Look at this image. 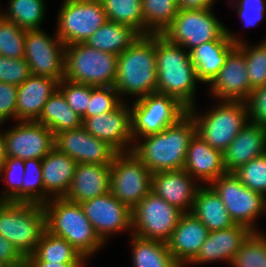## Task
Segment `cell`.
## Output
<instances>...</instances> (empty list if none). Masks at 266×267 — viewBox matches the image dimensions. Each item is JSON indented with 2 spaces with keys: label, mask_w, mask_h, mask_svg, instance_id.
Here are the masks:
<instances>
[{
  "label": "cell",
  "mask_w": 266,
  "mask_h": 267,
  "mask_svg": "<svg viewBox=\"0 0 266 267\" xmlns=\"http://www.w3.org/2000/svg\"><path fill=\"white\" fill-rule=\"evenodd\" d=\"M58 88L71 109L82 119L86 118V109L91 97L92 85L62 79L58 84Z\"/></svg>",
  "instance_id": "obj_42"
},
{
  "label": "cell",
  "mask_w": 266,
  "mask_h": 267,
  "mask_svg": "<svg viewBox=\"0 0 266 267\" xmlns=\"http://www.w3.org/2000/svg\"><path fill=\"white\" fill-rule=\"evenodd\" d=\"M26 30L0 15V55L20 59L25 54Z\"/></svg>",
  "instance_id": "obj_39"
},
{
  "label": "cell",
  "mask_w": 266,
  "mask_h": 267,
  "mask_svg": "<svg viewBox=\"0 0 266 267\" xmlns=\"http://www.w3.org/2000/svg\"><path fill=\"white\" fill-rule=\"evenodd\" d=\"M208 229L192 213H184L166 243L169 252L183 266L191 262L206 241Z\"/></svg>",
  "instance_id": "obj_21"
},
{
  "label": "cell",
  "mask_w": 266,
  "mask_h": 267,
  "mask_svg": "<svg viewBox=\"0 0 266 267\" xmlns=\"http://www.w3.org/2000/svg\"><path fill=\"white\" fill-rule=\"evenodd\" d=\"M41 165L44 191L54 193L56 197H65L71 187L77 163L54 147L41 159Z\"/></svg>",
  "instance_id": "obj_28"
},
{
  "label": "cell",
  "mask_w": 266,
  "mask_h": 267,
  "mask_svg": "<svg viewBox=\"0 0 266 267\" xmlns=\"http://www.w3.org/2000/svg\"><path fill=\"white\" fill-rule=\"evenodd\" d=\"M83 263L25 262V267H81Z\"/></svg>",
  "instance_id": "obj_51"
},
{
  "label": "cell",
  "mask_w": 266,
  "mask_h": 267,
  "mask_svg": "<svg viewBox=\"0 0 266 267\" xmlns=\"http://www.w3.org/2000/svg\"><path fill=\"white\" fill-rule=\"evenodd\" d=\"M231 264L234 267H266V238L252 232L238 249Z\"/></svg>",
  "instance_id": "obj_38"
},
{
  "label": "cell",
  "mask_w": 266,
  "mask_h": 267,
  "mask_svg": "<svg viewBox=\"0 0 266 267\" xmlns=\"http://www.w3.org/2000/svg\"><path fill=\"white\" fill-rule=\"evenodd\" d=\"M188 109L176 98L158 92L139 97L131 109V133L146 137L157 134L182 118Z\"/></svg>",
  "instance_id": "obj_9"
},
{
  "label": "cell",
  "mask_w": 266,
  "mask_h": 267,
  "mask_svg": "<svg viewBox=\"0 0 266 267\" xmlns=\"http://www.w3.org/2000/svg\"><path fill=\"white\" fill-rule=\"evenodd\" d=\"M184 213L151 191L132 210L133 234L167 243Z\"/></svg>",
  "instance_id": "obj_10"
},
{
  "label": "cell",
  "mask_w": 266,
  "mask_h": 267,
  "mask_svg": "<svg viewBox=\"0 0 266 267\" xmlns=\"http://www.w3.org/2000/svg\"><path fill=\"white\" fill-rule=\"evenodd\" d=\"M140 36L138 31L128 25L107 20L84 43L89 47L118 56Z\"/></svg>",
  "instance_id": "obj_30"
},
{
  "label": "cell",
  "mask_w": 266,
  "mask_h": 267,
  "mask_svg": "<svg viewBox=\"0 0 266 267\" xmlns=\"http://www.w3.org/2000/svg\"><path fill=\"white\" fill-rule=\"evenodd\" d=\"M55 148L76 163L111 164L118 153L104 140L92 136L83 126L56 134Z\"/></svg>",
  "instance_id": "obj_16"
},
{
  "label": "cell",
  "mask_w": 266,
  "mask_h": 267,
  "mask_svg": "<svg viewBox=\"0 0 266 267\" xmlns=\"http://www.w3.org/2000/svg\"><path fill=\"white\" fill-rule=\"evenodd\" d=\"M25 260L13 244L0 235V261L8 267H25Z\"/></svg>",
  "instance_id": "obj_49"
},
{
  "label": "cell",
  "mask_w": 266,
  "mask_h": 267,
  "mask_svg": "<svg viewBox=\"0 0 266 267\" xmlns=\"http://www.w3.org/2000/svg\"><path fill=\"white\" fill-rule=\"evenodd\" d=\"M188 112L193 116L196 134L222 153L248 123V108L243 101L224 100L222 105L202 118L194 115L193 108Z\"/></svg>",
  "instance_id": "obj_7"
},
{
  "label": "cell",
  "mask_w": 266,
  "mask_h": 267,
  "mask_svg": "<svg viewBox=\"0 0 266 267\" xmlns=\"http://www.w3.org/2000/svg\"><path fill=\"white\" fill-rule=\"evenodd\" d=\"M237 47L243 52L246 59L247 74L250 87L256 88L266 84V41L253 48L239 43Z\"/></svg>",
  "instance_id": "obj_40"
},
{
  "label": "cell",
  "mask_w": 266,
  "mask_h": 267,
  "mask_svg": "<svg viewBox=\"0 0 266 267\" xmlns=\"http://www.w3.org/2000/svg\"><path fill=\"white\" fill-rule=\"evenodd\" d=\"M156 35H141L117 57L114 88L118 94L146 96L156 92Z\"/></svg>",
  "instance_id": "obj_3"
},
{
  "label": "cell",
  "mask_w": 266,
  "mask_h": 267,
  "mask_svg": "<svg viewBox=\"0 0 266 267\" xmlns=\"http://www.w3.org/2000/svg\"><path fill=\"white\" fill-rule=\"evenodd\" d=\"M114 86H92L86 118L115 110L122 102Z\"/></svg>",
  "instance_id": "obj_44"
},
{
  "label": "cell",
  "mask_w": 266,
  "mask_h": 267,
  "mask_svg": "<svg viewBox=\"0 0 266 267\" xmlns=\"http://www.w3.org/2000/svg\"><path fill=\"white\" fill-rule=\"evenodd\" d=\"M52 204L45 203L46 228L52 235L65 239L81 255L87 256L98 251L103 241L94 231L85 216L80 203L67 200L65 197H55Z\"/></svg>",
  "instance_id": "obj_4"
},
{
  "label": "cell",
  "mask_w": 266,
  "mask_h": 267,
  "mask_svg": "<svg viewBox=\"0 0 266 267\" xmlns=\"http://www.w3.org/2000/svg\"><path fill=\"white\" fill-rule=\"evenodd\" d=\"M178 11L176 0H142L143 35H162Z\"/></svg>",
  "instance_id": "obj_34"
},
{
  "label": "cell",
  "mask_w": 266,
  "mask_h": 267,
  "mask_svg": "<svg viewBox=\"0 0 266 267\" xmlns=\"http://www.w3.org/2000/svg\"><path fill=\"white\" fill-rule=\"evenodd\" d=\"M64 79L92 86H114L117 55L85 43L65 46Z\"/></svg>",
  "instance_id": "obj_6"
},
{
  "label": "cell",
  "mask_w": 266,
  "mask_h": 267,
  "mask_svg": "<svg viewBox=\"0 0 266 267\" xmlns=\"http://www.w3.org/2000/svg\"><path fill=\"white\" fill-rule=\"evenodd\" d=\"M181 45L170 43L164 36L156 35V92L176 98L187 109L193 107L195 82L199 81L190 53Z\"/></svg>",
  "instance_id": "obj_2"
},
{
  "label": "cell",
  "mask_w": 266,
  "mask_h": 267,
  "mask_svg": "<svg viewBox=\"0 0 266 267\" xmlns=\"http://www.w3.org/2000/svg\"><path fill=\"white\" fill-rule=\"evenodd\" d=\"M24 48L32 75L64 79L65 44L57 36L53 40L41 29L26 30Z\"/></svg>",
  "instance_id": "obj_14"
},
{
  "label": "cell",
  "mask_w": 266,
  "mask_h": 267,
  "mask_svg": "<svg viewBox=\"0 0 266 267\" xmlns=\"http://www.w3.org/2000/svg\"><path fill=\"white\" fill-rule=\"evenodd\" d=\"M9 13L1 14L24 30H39L44 16L43 0H10Z\"/></svg>",
  "instance_id": "obj_36"
},
{
  "label": "cell",
  "mask_w": 266,
  "mask_h": 267,
  "mask_svg": "<svg viewBox=\"0 0 266 267\" xmlns=\"http://www.w3.org/2000/svg\"><path fill=\"white\" fill-rule=\"evenodd\" d=\"M265 10L264 0H241L238 12L247 25H253L262 19Z\"/></svg>",
  "instance_id": "obj_48"
},
{
  "label": "cell",
  "mask_w": 266,
  "mask_h": 267,
  "mask_svg": "<svg viewBox=\"0 0 266 267\" xmlns=\"http://www.w3.org/2000/svg\"><path fill=\"white\" fill-rule=\"evenodd\" d=\"M132 238L135 267H182L171 255L166 243L136 235Z\"/></svg>",
  "instance_id": "obj_33"
},
{
  "label": "cell",
  "mask_w": 266,
  "mask_h": 267,
  "mask_svg": "<svg viewBox=\"0 0 266 267\" xmlns=\"http://www.w3.org/2000/svg\"><path fill=\"white\" fill-rule=\"evenodd\" d=\"M4 171V177L10 185V190L0 201L21 202L22 203V182L25 173L24 160L17 157H8L0 167V172Z\"/></svg>",
  "instance_id": "obj_43"
},
{
  "label": "cell",
  "mask_w": 266,
  "mask_h": 267,
  "mask_svg": "<svg viewBox=\"0 0 266 267\" xmlns=\"http://www.w3.org/2000/svg\"><path fill=\"white\" fill-rule=\"evenodd\" d=\"M6 159V152H5V146H4V139L3 135H0V167L4 163V160Z\"/></svg>",
  "instance_id": "obj_52"
},
{
  "label": "cell",
  "mask_w": 266,
  "mask_h": 267,
  "mask_svg": "<svg viewBox=\"0 0 266 267\" xmlns=\"http://www.w3.org/2000/svg\"><path fill=\"white\" fill-rule=\"evenodd\" d=\"M252 232L246 226L239 224L228 229L208 232L200 252L191 263L198 264L220 259H226L231 263L238 249Z\"/></svg>",
  "instance_id": "obj_26"
},
{
  "label": "cell",
  "mask_w": 266,
  "mask_h": 267,
  "mask_svg": "<svg viewBox=\"0 0 266 267\" xmlns=\"http://www.w3.org/2000/svg\"><path fill=\"white\" fill-rule=\"evenodd\" d=\"M6 156L42 159L55 147L54 133L36 121H22L3 134Z\"/></svg>",
  "instance_id": "obj_15"
},
{
  "label": "cell",
  "mask_w": 266,
  "mask_h": 267,
  "mask_svg": "<svg viewBox=\"0 0 266 267\" xmlns=\"http://www.w3.org/2000/svg\"><path fill=\"white\" fill-rule=\"evenodd\" d=\"M195 133L193 116L187 112L174 125L144 137V143L130 150L152 173L183 169L188 145Z\"/></svg>",
  "instance_id": "obj_1"
},
{
  "label": "cell",
  "mask_w": 266,
  "mask_h": 267,
  "mask_svg": "<svg viewBox=\"0 0 266 267\" xmlns=\"http://www.w3.org/2000/svg\"><path fill=\"white\" fill-rule=\"evenodd\" d=\"M210 10H181L163 32L170 43L189 47L190 51L212 40H221L227 33Z\"/></svg>",
  "instance_id": "obj_12"
},
{
  "label": "cell",
  "mask_w": 266,
  "mask_h": 267,
  "mask_svg": "<svg viewBox=\"0 0 266 267\" xmlns=\"http://www.w3.org/2000/svg\"><path fill=\"white\" fill-rule=\"evenodd\" d=\"M17 91L18 86L0 82V121L16 118Z\"/></svg>",
  "instance_id": "obj_47"
},
{
  "label": "cell",
  "mask_w": 266,
  "mask_h": 267,
  "mask_svg": "<svg viewBox=\"0 0 266 267\" xmlns=\"http://www.w3.org/2000/svg\"><path fill=\"white\" fill-rule=\"evenodd\" d=\"M107 20L128 25L143 35L142 0H100Z\"/></svg>",
  "instance_id": "obj_35"
},
{
  "label": "cell",
  "mask_w": 266,
  "mask_h": 267,
  "mask_svg": "<svg viewBox=\"0 0 266 267\" xmlns=\"http://www.w3.org/2000/svg\"><path fill=\"white\" fill-rule=\"evenodd\" d=\"M106 21L100 0H65L59 13L57 37L65 46L84 43Z\"/></svg>",
  "instance_id": "obj_11"
},
{
  "label": "cell",
  "mask_w": 266,
  "mask_h": 267,
  "mask_svg": "<svg viewBox=\"0 0 266 267\" xmlns=\"http://www.w3.org/2000/svg\"><path fill=\"white\" fill-rule=\"evenodd\" d=\"M246 101L251 122L266 127V84L253 88Z\"/></svg>",
  "instance_id": "obj_46"
},
{
  "label": "cell",
  "mask_w": 266,
  "mask_h": 267,
  "mask_svg": "<svg viewBox=\"0 0 266 267\" xmlns=\"http://www.w3.org/2000/svg\"><path fill=\"white\" fill-rule=\"evenodd\" d=\"M111 164L77 163L65 198L81 203L110 192Z\"/></svg>",
  "instance_id": "obj_24"
},
{
  "label": "cell",
  "mask_w": 266,
  "mask_h": 267,
  "mask_svg": "<svg viewBox=\"0 0 266 267\" xmlns=\"http://www.w3.org/2000/svg\"><path fill=\"white\" fill-rule=\"evenodd\" d=\"M59 81L39 75H30L18 86L16 118L36 121L50 96L58 89Z\"/></svg>",
  "instance_id": "obj_23"
},
{
  "label": "cell",
  "mask_w": 266,
  "mask_h": 267,
  "mask_svg": "<svg viewBox=\"0 0 266 267\" xmlns=\"http://www.w3.org/2000/svg\"><path fill=\"white\" fill-rule=\"evenodd\" d=\"M0 267H8L5 263H3L2 261H0Z\"/></svg>",
  "instance_id": "obj_53"
},
{
  "label": "cell",
  "mask_w": 266,
  "mask_h": 267,
  "mask_svg": "<svg viewBox=\"0 0 266 267\" xmlns=\"http://www.w3.org/2000/svg\"><path fill=\"white\" fill-rule=\"evenodd\" d=\"M183 169L190 176L210 182V186L215 179L226 173L223 153L212 148L196 133L189 142Z\"/></svg>",
  "instance_id": "obj_27"
},
{
  "label": "cell",
  "mask_w": 266,
  "mask_h": 267,
  "mask_svg": "<svg viewBox=\"0 0 266 267\" xmlns=\"http://www.w3.org/2000/svg\"><path fill=\"white\" fill-rule=\"evenodd\" d=\"M247 188L266 196V153L233 172Z\"/></svg>",
  "instance_id": "obj_41"
},
{
  "label": "cell",
  "mask_w": 266,
  "mask_h": 267,
  "mask_svg": "<svg viewBox=\"0 0 266 267\" xmlns=\"http://www.w3.org/2000/svg\"><path fill=\"white\" fill-rule=\"evenodd\" d=\"M191 213L203 223L209 232L228 229L235 225L226 206L210 185L208 188H199Z\"/></svg>",
  "instance_id": "obj_29"
},
{
  "label": "cell",
  "mask_w": 266,
  "mask_h": 267,
  "mask_svg": "<svg viewBox=\"0 0 266 267\" xmlns=\"http://www.w3.org/2000/svg\"><path fill=\"white\" fill-rule=\"evenodd\" d=\"M84 257L65 239L45 231L33 254L25 262L82 263Z\"/></svg>",
  "instance_id": "obj_32"
},
{
  "label": "cell",
  "mask_w": 266,
  "mask_h": 267,
  "mask_svg": "<svg viewBox=\"0 0 266 267\" xmlns=\"http://www.w3.org/2000/svg\"><path fill=\"white\" fill-rule=\"evenodd\" d=\"M214 0H176L178 10H210Z\"/></svg>",
  "instance_id": "obj_50"
},
{
  "label": "cell",
  "mask_w": 266,
  "mask_h": 267,
  "mask_svg": "<svg viewBox=\"0 0 266 267\" xmlns=\"http://www.w3.org/2000/svg\"><path fill=\"white\" fill-rule=\"evenodd\" d=\"M94 231L104 242L109 233L132 226V210L119 202L111 192L80 203Z\"/></svg>",
  "instance_id": "obj_17"
},
{
  "label": "cell",
  "mask_w": 266,
  "mask_h": 267,
  "mask_svg": "<svg viewBox=\"0 0 266 267\" xmlns=\"http://www.w3.org/2000/svg\"><path fill=\"white\" fill-rule=\"evenodd\" d=\"M46 230L43 205L0 201V235L25 258L34 253Z\"/></svg>",
  "instance_id": "obj_5"
},
{
  "label": "cell",
  "mask_w": 266,
  "mask_h": 267,
  "mask_svg": "<svg viewBox=\"0 0 266 267\" xmlns=\"http://www.w3.org/2000/svg\"><path fill=\"white\" fill-rule=\"evenodd\" d=\"M24 166L22 203L44 205L49 200L46 198V193L44 192L41 159H26L24 160Z\"/></svg>",
  "instance_id": "obj_37"
},
{
  "label": "cell",
  "mask_w": 266,
  "mask_h": 267,
  "mask_svg": "<svg viewBox=\"0 0 266 267\" xmlns=\"http://www.w3.org/2000/svg\"><path fill=\"white\" fill-rule=\"evenodd\" d=\"M82 126L94 137L104 140L118 153L127 152L132 140L131 110L121 103L115 110L82 119ZM125 150V151H123Z\"/></svg>",
  "instance_id": "obj_18"
},
{
  "label": "cell",
  "mask_w": 266,
  "mask_h": 267,
  "mask_svg": "<svg viewBox=\"0 0 266 267\" xmlns=\"http://www.w3.org/2000/svg\"><path fill=\"white\" fill-rule=\"evenodd\" d=\"M30 75V67L24 58L15 59L0 55V82L19 86Z\"/></svg>",
  "instance_id": "obj_45"
},
{
  "label": "cell",
  "mask_w": 266,
  "mask_h": 267,
  "mask_svg": "<svg viewBox=\"0 0 266 267\" xmlns=\"http://www.w3.org/2000/svg\"><path fill=\"white\" fill-rule=\"evenodd\" d=\"M226 33L221 40L203 43L189 51L199 81L211 83L225 64L228 54L242 42L228 30Z\"/></svg>",
  "instance_id": "obj_25"
},
{
  "label": "cell",
  "mask_w": 266,
  "mask_h": 267,
  "mask_svg": "<svg viewBox=\"0 0 266 267\" xmlns=\"http://www.w3.org/2000/svg\"><path fill=\"white\" fill-rule=\"evenodd\" d=\"M212 183L234 224L256 232L252 222L266 209V197L244 186L233 172H226Z\"/></svg>",
  "instance_id": "obj_13"
},
{
  "label": "cell",
  "mask_w": 266,
  "mask_h": 267,
  "mask_svg": "<svg viewBox=\"0 0 266 267\" xmlns=\"http://www.w3.org/2000/svg\"><path fill=\"white\" fill-rule=\"evenodd\" d=\"M192 178L194 179L184 169L152 173L151 191L182 212L186 213L188 206V213H191L199 190L193 184Z\"/></svg>",
  "instance_id": "obj_20"
},
{
  "label": "cell",
  "mask_w": 266,
  "mask_h": 267,
  "mask_svg": "<svg viewBox=\"0 0 266 267\" xmlns=\"http://www.w3.org/2000/svg\"><path fill=\"white\" fill-rule=\"evenodd\" d=\"M211 92L223 100L246 102L252 92L247 74L246 59L236 46L211 82Z\"/></svg>",
  "instance_id": "obj_19"
},
{
  "label": "cell",
  "mask_w": 266,
  "mask_h": 267,
  "mask_svg": "<svg viewBox=\"0 0 266 267\" xmlns=\"http://www.w3.org/2000/svg\"><path fill=\"white\" fill-rule=\"evenodd\" d=\"M266 153V127L246 124L223 152L226 172H234L251 159Z\"/></svg>",
  "instance_id": "obj_22"
},
{
  "label": "cell",
  "mask_w": 266,
  "mask_h": 267,
  "mask_svg": "<svg viewBox=\"0 0 266 267\" xmlns=\"http://www.w3.org/2000/svg\"><path fill=\"white\" fill-rule=\"evenodd\" d=\"M128 152L117 153L111 163L110 192L133 210L151 192L152 172L132 150Z\"/></svg>",
  "instance_id": "obj_8"
},
{
  "label": "cell",
  "mask_w": 266,
  "mask_h": 267,
  "mask_svg": "<svg viewBox=\"0 0 266 267\" xmlns=\"http://www.w3.org/2000/svg\"><path fill=\"white\" fill-rule=\"evenodd\" d=\"M82 121L81 116L71 109L58 89L50 96L36 120L48 127L54 135L65 130L80 128Z\"/></svg>",
  "instance_id": "obj_31"
}]
</instances>
